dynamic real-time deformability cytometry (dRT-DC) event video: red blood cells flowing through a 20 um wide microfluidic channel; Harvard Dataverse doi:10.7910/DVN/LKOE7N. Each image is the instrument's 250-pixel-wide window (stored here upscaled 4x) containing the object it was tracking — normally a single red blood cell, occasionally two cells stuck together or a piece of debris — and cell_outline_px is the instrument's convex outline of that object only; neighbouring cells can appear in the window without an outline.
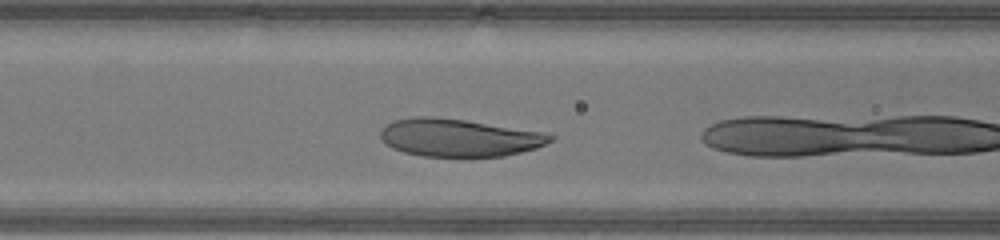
{"species": "human", "species_latin": "Homo sapiens", "temperature_condition": "warm", "stored_images_in_passage": 4, "camera_frame_rate_fps": 3000, "um_per_image_px": 0.085, "donor": {"sex": "male"}, "frame": {"image": 1, "passage_image": 3, "time_ms": 0.667, "image_size_px": [1000, 240], "cell_outline_px": [[556, 136], [552, 140], [536, 148], [504, 156], [424, 156], [404, 152], [392, 148], [380, 136], [380, 132], [388, 124], [396, 120], [416, 116], [432, 116], [464, 120], [544, 132]], "centroid_in_image_um": [39.04, 11.7], "position_along_channel_um": 127.6, "area_um2": 36.88}}